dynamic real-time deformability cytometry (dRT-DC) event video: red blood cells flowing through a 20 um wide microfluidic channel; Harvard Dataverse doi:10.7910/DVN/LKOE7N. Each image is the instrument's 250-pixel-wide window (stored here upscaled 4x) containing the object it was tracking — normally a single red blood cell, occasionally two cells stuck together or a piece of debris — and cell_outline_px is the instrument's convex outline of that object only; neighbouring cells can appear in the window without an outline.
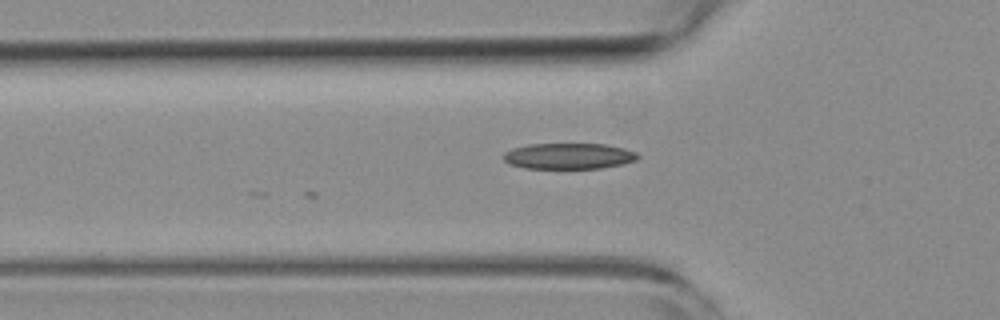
{"species": "common noctule bat (a hibernating species)", "species_latin": "Nyctalus noctula", "temperature_condition": "room temperature", "stored_images_in_passage": 7, "camera_frame_rate_fps": 3000, "um_per_image_px": 0.085, "animal": {"sex": "female", "body_mass_g": 19.3, "forearm_length_mm": 54.1}, "frame": {"image": 1, "passage_image": 3, "time_ms": 0.667, "image_size_px": [1000, 320], "cell_outline_px": [[640, 156], [636, 160], [624, 164], [600, 168], [524, 168], [508, 164], [504, 160], [504, 152], [512, 148], [528, 144], [604, 144], [624, 148], [636, 152]], "centroid_in_image_um": [48.34, 13.26], "position_along_channel_um": 77.5, "area_um2": 20.35}}
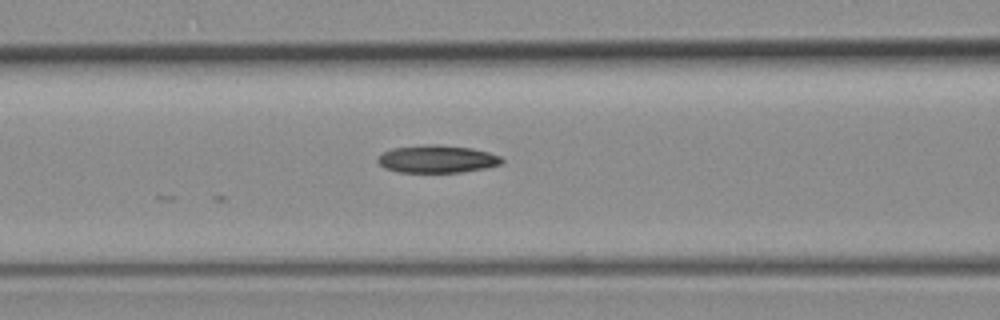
{"frame": {"image": 2, "passage_image": 7, "time_ms": 2.0, "image_size_px": [1000, 320], "cell_outline_px": [[504, 160], [500, 164], [488, 168], [460, 172], [396, 172], [384, 168], [376, 160], [384, 152], [392, 148], [428, 144], [436, 144], [472, 148], [488, 152], [500, 156]], "centroid_in_image_um": [37.16, 13.52], "position_along_channel_um": 129.4, "area_um2": 20.0}}